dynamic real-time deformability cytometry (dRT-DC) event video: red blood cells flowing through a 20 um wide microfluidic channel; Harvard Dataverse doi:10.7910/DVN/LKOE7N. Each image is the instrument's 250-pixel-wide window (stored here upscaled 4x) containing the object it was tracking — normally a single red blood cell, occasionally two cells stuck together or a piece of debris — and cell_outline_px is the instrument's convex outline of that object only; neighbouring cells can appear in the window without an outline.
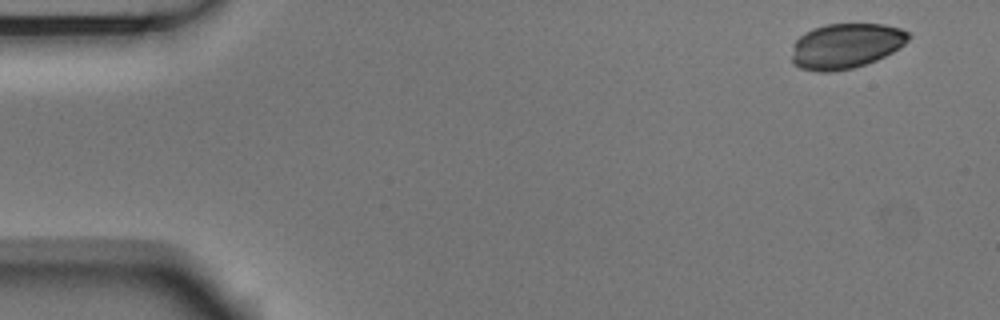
{"species": "Egyptian fruit bat (a non-hibernating species)", "species_latin": "Rousettus aegyptiacus", "temperature_condition": "room temperature", "stored_images_in_passage": 52, "camera_frame_rate_fps": 3000, "um_per_image_px": 0.085, "animal": {"sex": "male"}, "frame": {"image": 1, "passage_image": 1, "time_ms": 0.0, "image_size_px": [1000, 320], "cell_outline_px": [[912, 36], [904, 44], [892, 52], [876, 60], [852, 68], [832, 72], [816, 72], [800, 68], [792, 64], [792, 44], [804, 32], [812, 28], [828, 24], [884, 24], [900, 28], [908, 32]], "centroid_in_image_um": [71.86, 3.9], "position_along_channel_um": 13.1, "area_um2": 30.92}}
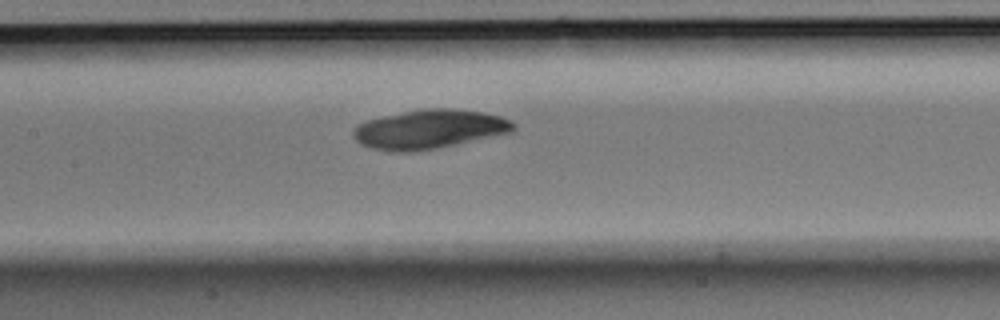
{"frame": {"image": 2, "passage_image": 23, "time_ms": 7.333, "image_size_px": [1000, 320], "cell_outline_px": [[516, 128], [512, 132], [436, 148], [412, 152], [388, 152], [372, 148], [356, 140], [352, 136], [352, 128], [356, 124], [368, 120], [384, 116], [420, 108], [456, 108], [484, 112], [500, 116], [512, 120], [516, 124]], "centroid_in_image_um": [36.49, 10.97], "position_along_channel_um": 170.9, "area_um2": 36.7}}
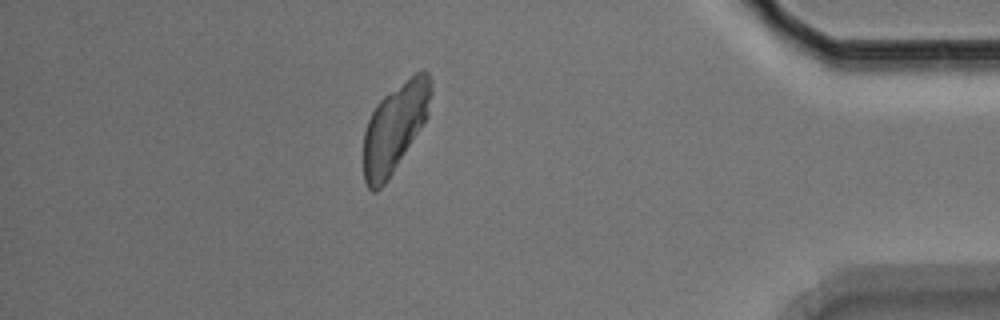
{"frame": {"image": 3, "passage_image": 45, "time_ms": 14.667, "image_size_px": [1000, 320], "cell_outline_px": [[432, 92], [428, 116], [388, 180], [376, 192], [372, 192], [368, 188], [364, 180], [364, 132], [368, 120], [376, 104], [384, 96], [416, 72], [424, 68], [428, 72], [432, 88]], "centroid_in_image_um": [33.56, 10.84], "position_along_channel_um": 401.6, "area_um2": 34.56}}